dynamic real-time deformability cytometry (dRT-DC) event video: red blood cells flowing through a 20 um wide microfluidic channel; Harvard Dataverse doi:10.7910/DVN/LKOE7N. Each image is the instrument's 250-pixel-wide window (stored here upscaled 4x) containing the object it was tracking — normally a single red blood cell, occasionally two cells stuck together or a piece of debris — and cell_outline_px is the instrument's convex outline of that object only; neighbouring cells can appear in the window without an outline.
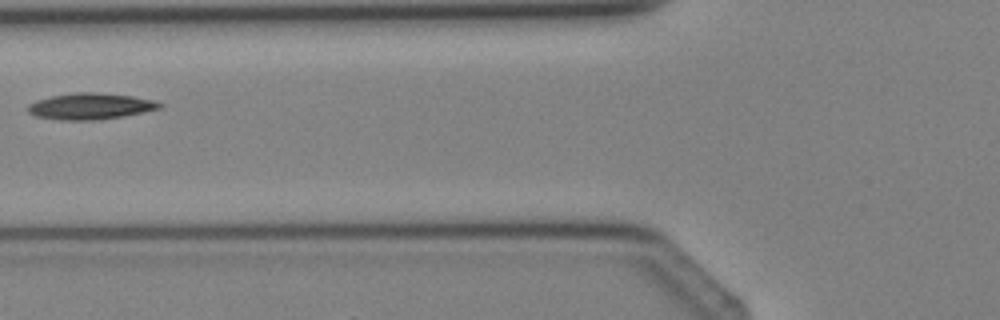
{"species": "Egyptian fruit bat (a non-hibernating species)", "species_latin": "Rousettus aegyptiacus", "temperature_condition": "cold", "stored_images_in_passage": 3, "camera_frame_rate_fps": 3000, "um_per_image_px": 0.085, "animal": {"sex": "female"}, "frame": {"image": 1, "passage_image": 3, "time_ms": 2.0, "image_size_px": [1000, 320], "cell_outline_px": [[164, 108], [124, 116], [96, 120], [60, 120], [36, 116], [28, 112], [28, 104], [36, 100], [52, 96], [76, 92], [96, 92], [132, 96], [152, 100], [164, 104]], "centroid_in_image_um": [7.71, 9.03], "position_along_channel_um": 118.1, "area_um2": 20.23}}